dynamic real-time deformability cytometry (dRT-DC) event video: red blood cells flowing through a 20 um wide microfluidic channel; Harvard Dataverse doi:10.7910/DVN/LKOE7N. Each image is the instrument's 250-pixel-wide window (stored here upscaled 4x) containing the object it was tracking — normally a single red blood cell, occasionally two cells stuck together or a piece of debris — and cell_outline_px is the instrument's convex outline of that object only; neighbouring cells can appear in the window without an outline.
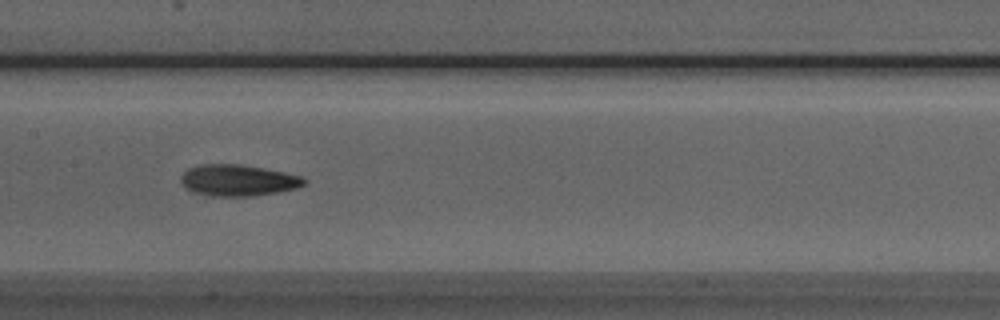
{"species": "Egyptian fruit bat (a non-hibernating species)", "species_latin": "Rousettus aegyptiacus", "temperature_condition": "room temperature", "stored_images_in_passage": 19, "camera_frame_rate_fps": 3000, "um_per_image_px": 0.085, "animal": {"sex": "male"}, "frame": {"image": 1, "passage_image": 11, "time_ms": 3.333, "image_size_px": [1000, 320], "cell_outline_px": [[308, 180], [304, 184], [296, 188], [276, 192], [252, 196], [212, 196], [196, 192], [184, 188], [180, 184], [180, 176], [188, 168], [200, 164], [240, 164], [284, 172], [300, 176]], "centroid_in_image_um": [20.18, 15.32], "position_along_channel_um": 187.2, "area_um2": 22.48}}
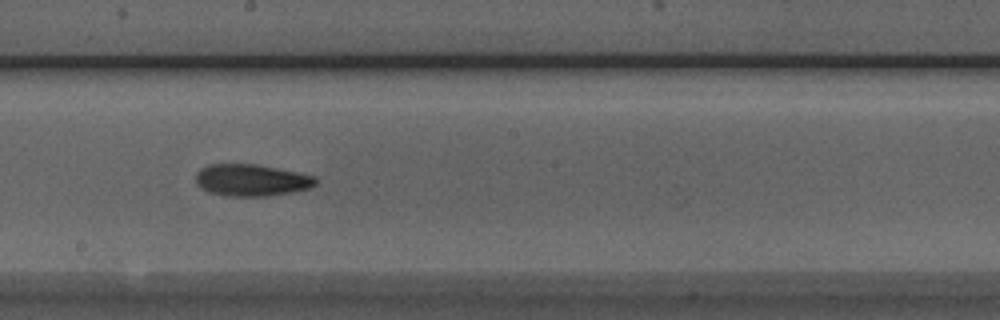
{"frame": {"image": 2, "passage_image": 14, "time_ms": 4.333, "image_size_px": [1000, 320], "cell_outline_px": [[316, 184], [312, 188], [292, 192], [268, 196], [228, 196], [208, 192], [200, 188], [196, 184], [196, 172], [200, 168], [208, 164], [256, 164], [316, 176]], "centroid_in_image_um": [21.35, 15.31], "position_along_channel_um": 226.9, "area_um2": 22.43}}